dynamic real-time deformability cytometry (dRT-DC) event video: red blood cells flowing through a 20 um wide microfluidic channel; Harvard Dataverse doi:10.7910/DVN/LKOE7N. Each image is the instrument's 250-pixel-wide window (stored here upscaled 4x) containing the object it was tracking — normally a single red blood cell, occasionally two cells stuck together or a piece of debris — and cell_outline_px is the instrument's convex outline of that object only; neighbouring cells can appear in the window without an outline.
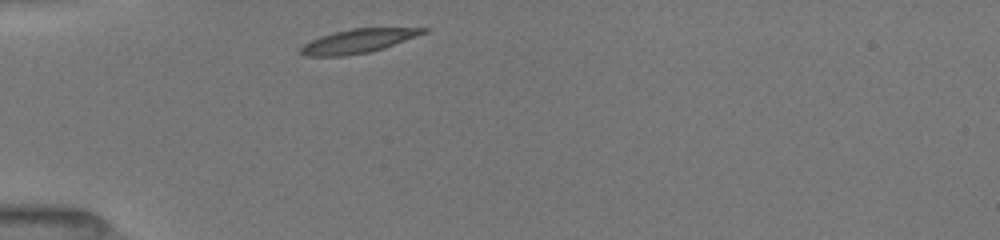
{"species": "common noctule bat (a hibernating species)", "species_latin": "Nyctalus noctula", "temperature_condition": "room temperature", "stored_images_in_passage": 42, "camera_frame_rate_fps": 3000, "um_per_image_px": 0.085, "animal": {"sex": "female", "body_mass_g": 19.5, "forearm_length_mm": 54.1}, "frame": {"image": 1, "passage_image": 1, "time_ms": 0.0, "image_size_px": [1000, 240], "cell_outline_px": [[428, 32], [384, 48], [368, 52], [344, 56], [304, 56], [300, 52], [300, 48], [304, 44], [320, 36], [352, 28], [428, 28]], "centroid_in_image_um": [30.44, 3.49], "position_along_channel_um": 54.6, "area_um2": 16.88}}
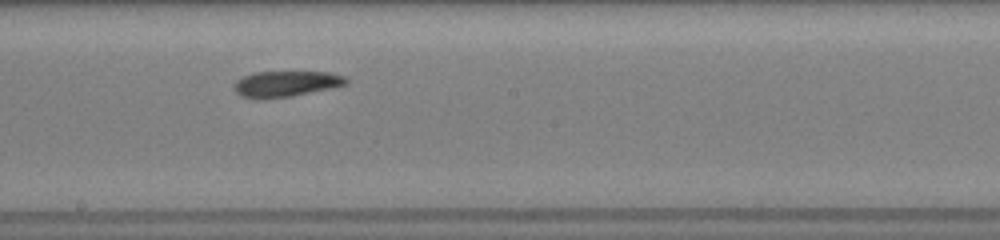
{"frame": {"image": 2, "passage_image": 17, "time_ms": 4.667, "image_size_px": [1000, 240], "cell_outline_px": [[348, 84], [332, 88], [292, 96], [240, 96], [232, 88], [232, 84], [236, 80], [252, 72], [328, 72], [344, 76], [348, 80]], "centroid_in_image_um": [24.33, 7.08], "position_along_channel_um": 223.9, "area_um2": 16.42}}
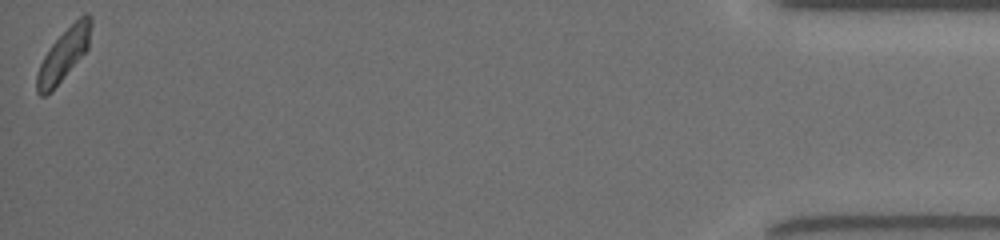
{"frame": {"image": 3, "passage_image": 42, "time_ms": 12.0, "image_size_px": [1000, 240], "cell_outline_px": [[92, 24], [88, 48], [52, 92], [44, 96], [40, 96], [36, 92], [36, 72], [44, 56], [52, 44], [84, 12], [88, 12], [92, 16]], "centroid_in_image_um": [5.41, 4.66], "position_along_channel_um": 429.8, "area_um2": 16.36}, "authors_computed_cell_mechanics": {"area_um2": 16.8776, "velocity_mm_per_s": 3.9506, "shape_relaxation_time_tau1_ms": 2.5783, "shape_relaxation_time_tau2_ms": 7.2901, "deformation_change_tau1": 0.1313, "deformation_change_tau2": 0.1248}}